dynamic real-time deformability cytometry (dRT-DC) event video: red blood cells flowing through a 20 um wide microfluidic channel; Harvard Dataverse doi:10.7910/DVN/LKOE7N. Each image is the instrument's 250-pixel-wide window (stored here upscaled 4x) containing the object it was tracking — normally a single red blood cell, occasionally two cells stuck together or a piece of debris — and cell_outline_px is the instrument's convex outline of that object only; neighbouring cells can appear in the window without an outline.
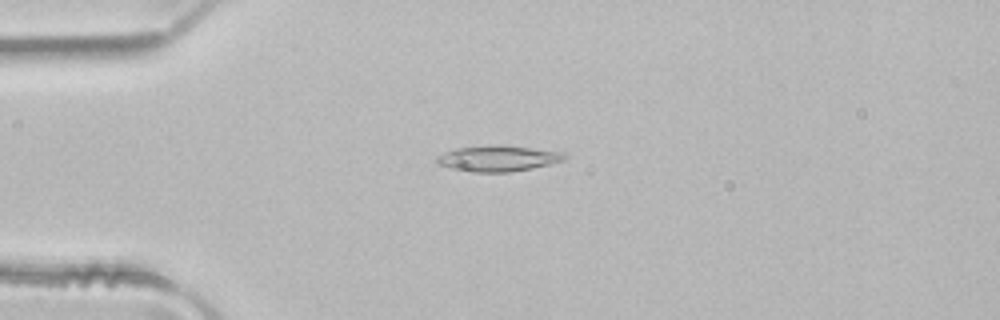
{"species": "common noctule bat (a hibernating species)", "species_latin": "Nyctalus noctula", "temperature_condition": "room temperature", "stored_images_in_passage": 3, "camera_frame_rate_fps": 3000, "um_per_image_px": 0.085, "animal": {"sex": "male", "body_mass_g": 21.5, "forearm_length_mm": 52.0}, "frame": {"image": 1, "passage_image": 2, "time_ms": 0.333, "image_size_px": [1000, 320], "cell_outline_px": [[568, 156], [564, 160], [532, 168], [508, 172], [472, 172], [452, 168], [436, 164], [436, 156], [444, 152], [456, 148], [488, 144], [500, 144], [564, 152]], "centroid_in_image_um": [42.3, 13.45], "position_along_channel_um": 42.7, "area_um2": 19.42}}
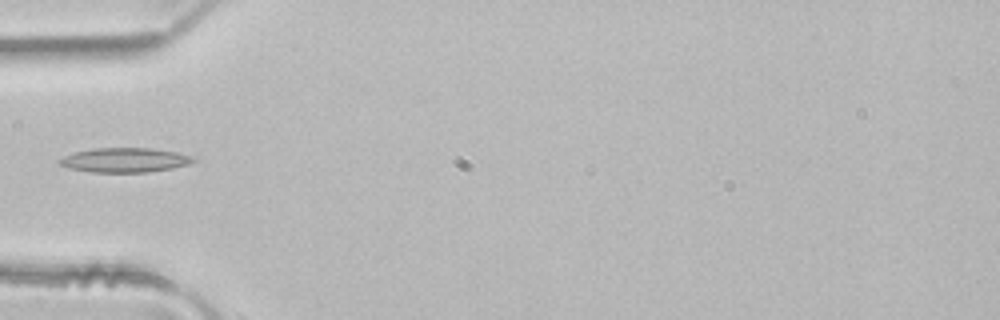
{"frame": {"image": 2, "passage_image": 3, "time_ms": 0.667, "image_size_px": [1000, 320], "cell_outline_px": [[196, 160], [188, 164], [172, 168], [148, 172], [92, 172], [68, 168], [60, 164], [56, 160], [64, 156], [76, 152], [92, 148], [152, 148], [176, 152], [192, 156]], "centroid_in_image_um": [10.59, 13.6], "position_along_channel_um": 74.4, "area_um2": 19.02}}